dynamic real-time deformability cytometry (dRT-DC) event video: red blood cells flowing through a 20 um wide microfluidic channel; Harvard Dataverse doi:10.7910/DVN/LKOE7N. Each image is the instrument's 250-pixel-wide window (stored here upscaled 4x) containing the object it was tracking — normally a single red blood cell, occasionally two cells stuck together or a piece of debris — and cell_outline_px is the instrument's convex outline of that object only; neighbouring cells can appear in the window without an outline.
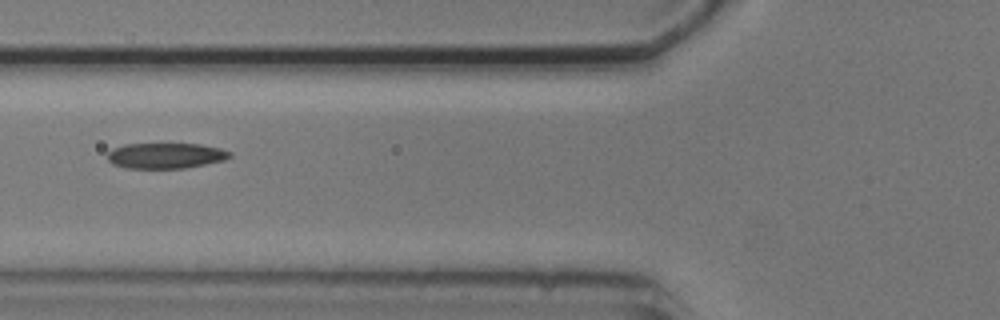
{"species": "common noctule bat (a hibernating species)", "species_latin": "Nyctalus noctula", "temperature_condition": "cold", "stored_images_in_passage": 8, "camera_frame_rate_fps": 3000, "um_per_image_px": 0.085, "animal": {"sex": "male", "body_mass_g": 20.5, "forearm_length_mm": 52.5}, "frame": {"image": 1, "passage_image": 5, "time_ms": 6.333, "image_size_px": [1000, 320], "cell_outline_px": [[232, 156], [224, 160], [184, 168], [128, 168], [112, 164], [108, 160], [108, 152], [112, 148], [124, 144], [200, 144], [220, 148], [232, 152]], "centroid_in_image_um": [14.08, 13.22], "position_along_channel_um": 111.7, "area_um2": 18.21}}
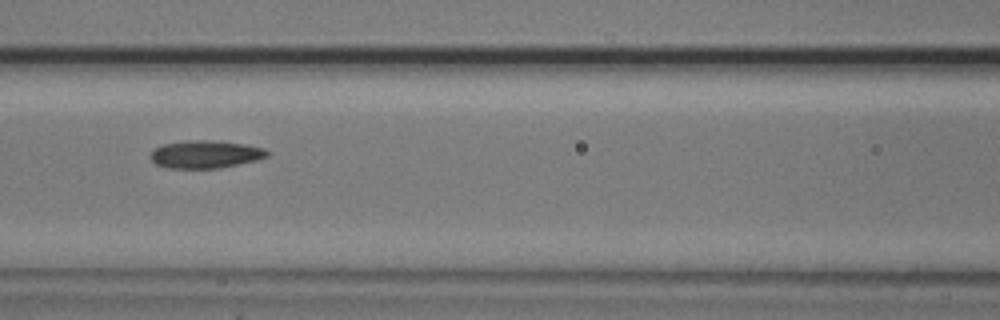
{"frame": {"image": 2, "passage_image": 6, "time_ms": 7.333, "image_size_px": [1000, 320], "cell_outline_px": [[268, 156], [256, 160], [220, 168], [164, 168], [156, 164], [148, 156], [152, 148], [160, 144], [184, 140], [208, 140], [244, 144], [264, 148], [268, 152]], "centroid_in_image_um": [17.37, 13.11], "position_along_channel_um": 149.2, "area_um2": 19.07}}